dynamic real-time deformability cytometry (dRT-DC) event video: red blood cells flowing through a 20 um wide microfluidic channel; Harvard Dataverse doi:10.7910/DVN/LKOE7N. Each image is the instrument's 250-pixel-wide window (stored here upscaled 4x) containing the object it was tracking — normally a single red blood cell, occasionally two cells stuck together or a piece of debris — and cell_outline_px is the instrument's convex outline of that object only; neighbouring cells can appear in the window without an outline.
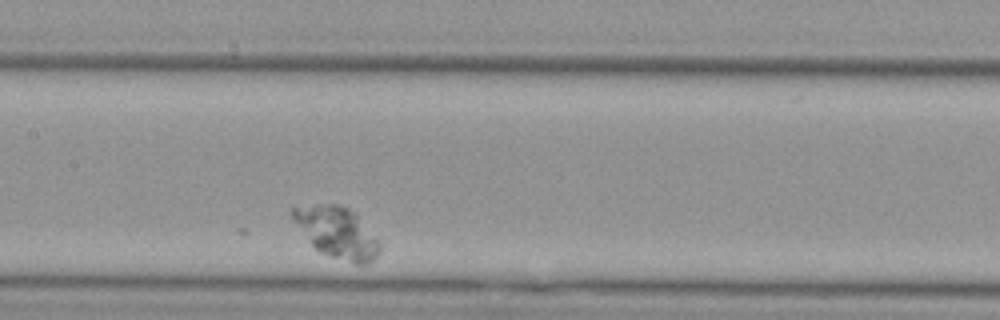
{"species": "Egyptian fruit bat (a non-hibernating species)", "species_latin": "Rousettus aegyptiacus", "temperature_condition": "cold", "stored_images_in_passage": 4, "camera_frame_rate_fps": 3000, "um_per_image_px": 0.085, "animal": {"sex": "female"}, "frame": {"image": 1, "passage_image": 4, "time_ms": 3.667, "image_size_px": [1000, 320], "cell_outline_px": [[380, 252], [368, 264], [356, 264], [320, 252], [312, 244], [288, 212], [292, 208], [316, 204], [336, 204], [348, 208], [356, 212], [380, 240]], "centroid_in_image_um": [28.7, 19.74], "position_along_channel_um": 178.7, "area_um2": 25.78}}